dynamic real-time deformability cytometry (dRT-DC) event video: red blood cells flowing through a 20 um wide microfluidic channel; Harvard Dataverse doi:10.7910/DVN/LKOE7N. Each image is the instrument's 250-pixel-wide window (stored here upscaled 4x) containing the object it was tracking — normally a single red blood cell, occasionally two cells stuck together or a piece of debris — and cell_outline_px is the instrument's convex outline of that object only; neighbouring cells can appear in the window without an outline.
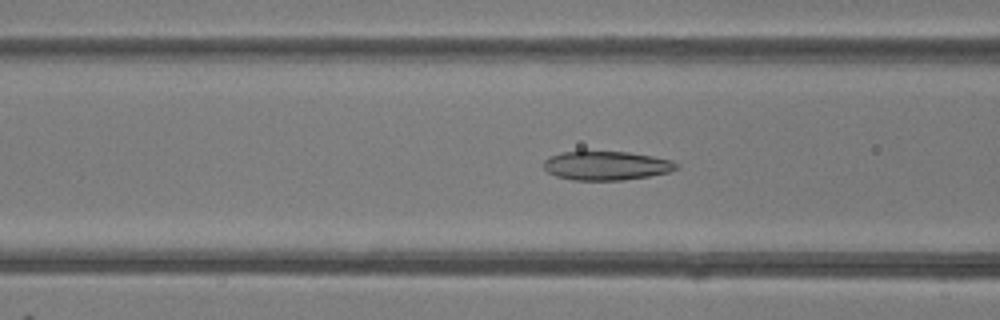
{"species": "common noctule bat (a hibernating species)", "species_latin": "Nyctalus noctula", "temperature_condition": "room temperature", "stored_images_in_passage": 49, "camera_frame_rate_fps": 3000, "um_per_image_px": 0.085, "animal": {"sex": "female"}, "frame": {"image": 1, "passage_image": 19, "time_ms": 6.0, "image_size_px": [1000, 320], "cell_outline_px": [[680, 168], [668, 172], [648, 176], [624, 180], [572, 180], [556, 176], [548, 172], [544, 168], [544, 160], [548, 156], [560, 152], [628, 152], [652, 156], [672, 160], [680, 164]], "centroid_in_image_um": [51.55, 14.08], "position_along_channel_um": 115.0, "area_um2": 22.43}}
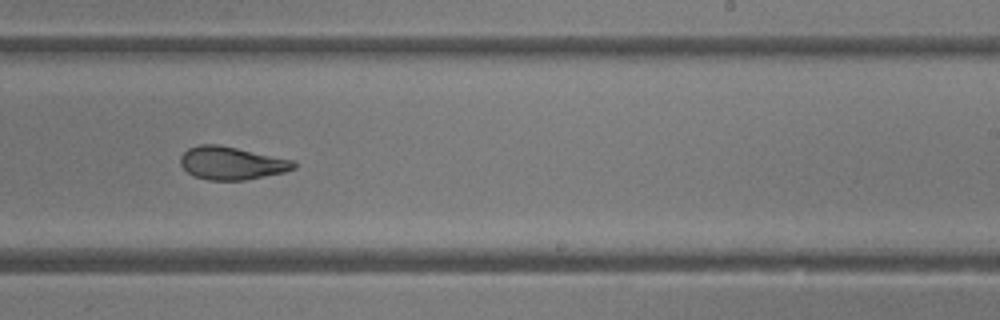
{"frame": {"image": 2, "passage_image": 30, "time_ms": 9.667, "image_size_px": [1000, 320], "cell_outline_px": [[296, 168], [284, 172], [244, 180], [208, 180], [192, 176], [180, 164], [180, 156], [188, 148], [200, 144], [220, 144], [292, 160], [296, 164]], "centroid_in_image_um": [19.65, 13.86], "position_along_channel_um": 269.4, "area_um2": 21.73}}
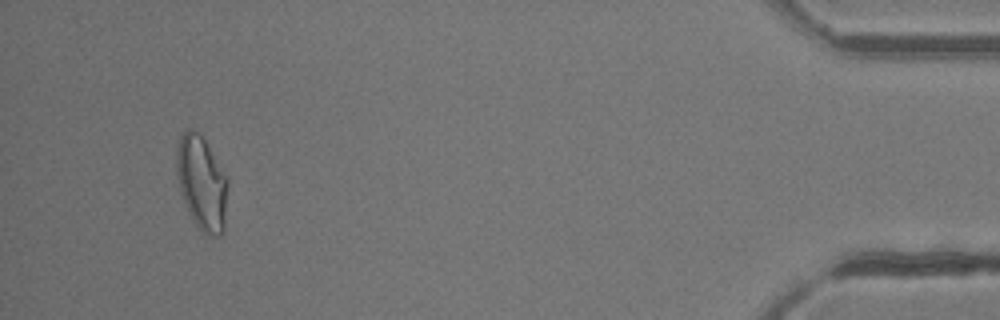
{"frame": {"image": 3, "passage_image": 46, "time_ms": 15.0, "image_size_px": [1000, 320], "cell_outline_px": [[228, 184], [224, 232], [220, 236], [212, 236], [204, 232], [196, 224], [184, 200], [180, 188], [176, 172], [176, 152], [180, 136], [184, 128], [192, 128], [200, 132], [228, 180]], "centroid_in_image_um": [17.15, 15.51], "position_along_channel_um": 418.0, "area_um2": 27.86}, "authors_computed_cell_mechanics": {"area_um2": 23.698, "velocity_mm_per_s": 4.2062, "shape_relaxation_time_tau1_ms": 6.0034, "shape_relaxation_time_tau2_ms": 1.342, "deformation_change_tau1": 0.1806, "deformation_change_tau2": 0.0755}}